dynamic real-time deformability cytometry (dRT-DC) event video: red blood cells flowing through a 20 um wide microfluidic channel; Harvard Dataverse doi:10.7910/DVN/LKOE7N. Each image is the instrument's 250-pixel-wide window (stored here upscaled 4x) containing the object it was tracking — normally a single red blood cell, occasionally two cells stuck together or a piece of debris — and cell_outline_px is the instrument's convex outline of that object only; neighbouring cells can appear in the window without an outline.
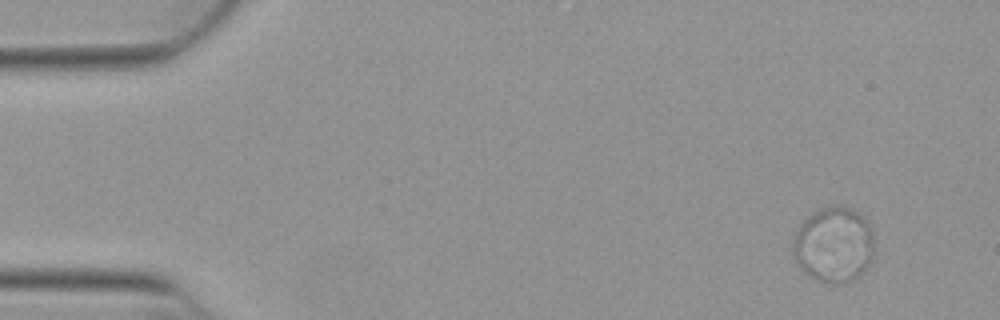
{"species": "Egyptian fruit bat (a non-hibernating species)", "species_latin": "Rousettus aegyptiacus", "temperature_condition": "warm", "stored_images_in_passage": 17, "camera_frame_rate_fps": 3000, "um_per_image_px": 0.085, "animal": {"sex": "female"}, "frame": {"image": 1, "passage_image": 5, "time_ms": 1.333, "image_size_px": [1000, 320], "cell_outline_px": [[876, 244], [872, 256], [868, 264], [860, 276], [852, 280], [840, 284], [836, 284], [816, 280], [804, 272], [796, 260], [792, 248], [792, 240], [800, 224], [812, 212], [820, 208], [832, 204], [840, 204], [852, 208], [864, 216], [868, 220]], "centroid_in_image_um": [70.89, 20.76], "position_along_channel_um": 14.1, "area_um2": 36.41}}
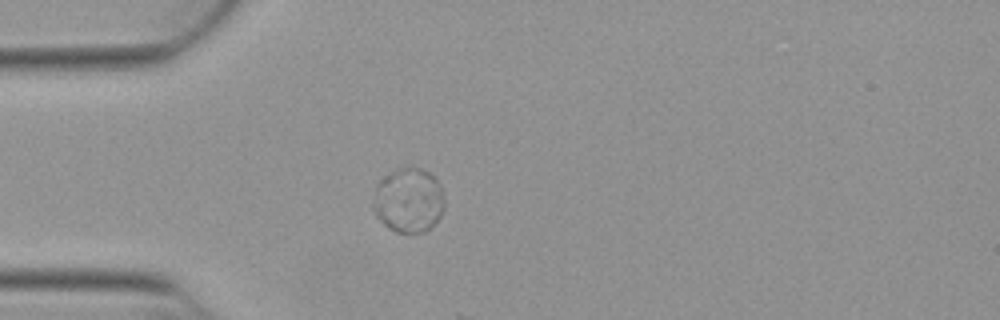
{"frame": {"image": 2, "passage_image": 16, "time_ms": 5.0, "image_size_px": [1000, 320], "cell_outline_px": [[444, 208], [440, 216], [424, 232], [396, 232], [388, 228], [376, 216], [372, 208], [376, 184], [384, 176], [400, 168], [420, 168], [428, 172], [440, 184], [444, 200]], "centroid_in_image_um": [34.7, 17.03], "position_along_channel_um": 50.3, "area_um2": 26.59}}